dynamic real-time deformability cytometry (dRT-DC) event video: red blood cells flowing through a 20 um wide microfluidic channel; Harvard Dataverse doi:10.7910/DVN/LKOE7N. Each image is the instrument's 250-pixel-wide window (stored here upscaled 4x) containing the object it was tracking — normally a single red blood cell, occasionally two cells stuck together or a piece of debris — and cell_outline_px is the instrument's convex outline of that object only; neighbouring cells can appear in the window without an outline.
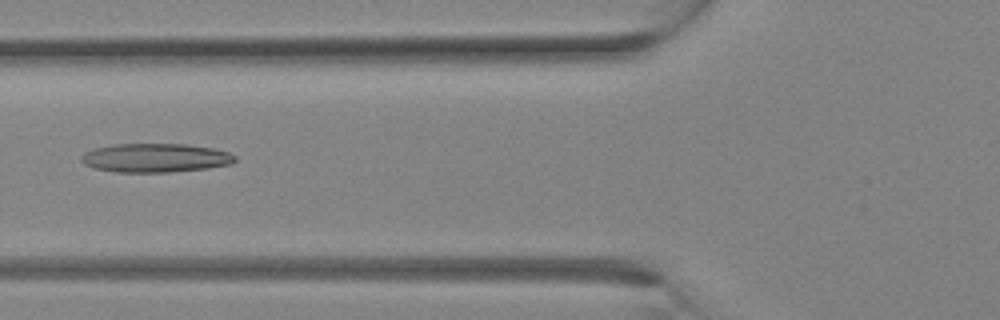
{"species": "Egyptian fruit bat (a non-hibernating species)", "species_latin": "Rousettus aegyptiacus", "temperature_condition": "room temperature", "stored_images_in_passage": 23, "camera_frame_rate_fps": 3000, "um_per_image_px": 0.085, "animal": {"sex": "female"}, "frame": {"image": 1, "passage_image": 3, "time_ms": 0.667, "image_size_px": [1000, 320], "cell_outline_px": [[236, 160], [232, 164], [208, 168], [168, 172], [116, 172], [96, 168], [84, 164], [80, 160], [80, 156], [84, 152], [92, 148], [112, 144], [188, 144], [212, 148], [228, 152], [236, 156]], "centroid_in_image_um": [13.19, 13.41], "position_along_channel_um": 112.6, "area_um2": 26.01}}
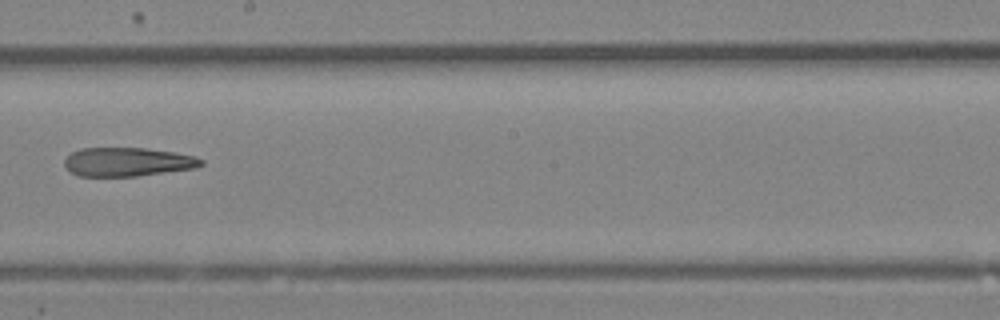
{"frame": {"image": 2, "passage_image": 9, "time_ms": 2.667, "image_size_px": [1000, 320], "cell_outline_px": [[204, 164], [196, 168], [136, 176], [80, 176], [72, 172], [64, 164], [64, 160], [72, 152], [80, 148], [144, 148], [172, 152], [196, 156], [204, 160]], "centroid_in_image_um": [10.87, 13.76], "position_along_channel_um": 237.3, "area_um2": 22.83}}
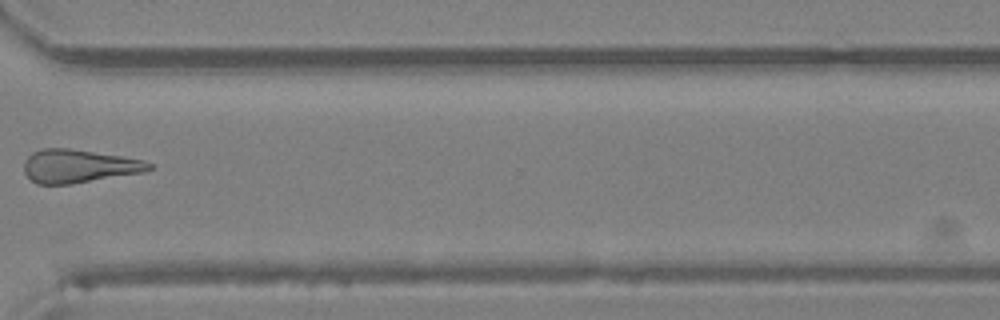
{"frame": {"image": 3, "passage_image": 15, "time_ms": 4.667, "image_size_px": [1000, 320], "cell_outline_px": [[152, 168], [144, 172], [68, 184], [36, 184], [24, 172], [24, 160], [32, 152], [40, 148], [68, 148], [120, 156], [144, 160], [152, 164]], "centroid_in_image_um": [6.66, 14.11], "position_along_channel_um": 363.9, "area_um2": 24.04}}